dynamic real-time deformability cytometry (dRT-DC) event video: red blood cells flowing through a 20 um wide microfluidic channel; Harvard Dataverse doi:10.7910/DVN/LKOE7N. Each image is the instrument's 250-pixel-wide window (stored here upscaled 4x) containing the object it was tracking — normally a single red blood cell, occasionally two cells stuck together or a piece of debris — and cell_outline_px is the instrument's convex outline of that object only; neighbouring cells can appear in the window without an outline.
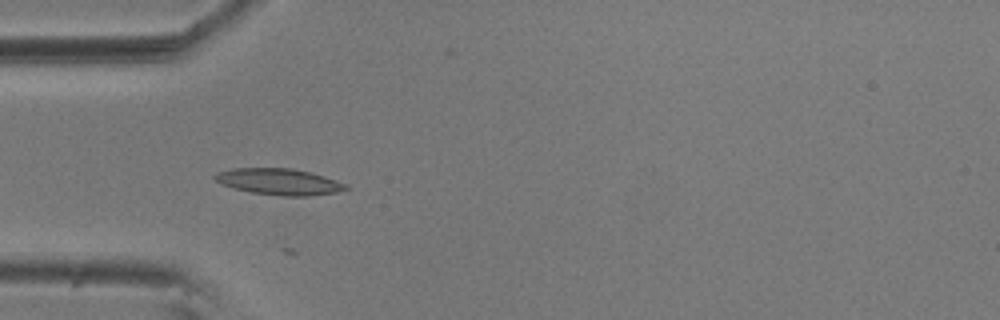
{"species": "common noctule bat (a hibernating species)", "species_latin": "Nyctalus noctula", "temperature_condition": "room temperature", "stored_images_in_passage": 15, "camera_frame_rate_fps": 3000, "um_per_image_px": 0.085, "animal": {"sex": "male", "body_mass_g": 20.5, "forearm_length_mm": 52.5}, "frame": {"image": 1, "passage_image": 8, "time_ms": 2.333, "image_size_px": [1000, 320], "cell_outline_px": [[352, 188], [336, 192], [308, 196], [280, 196], [252, 192], [220, 184], [212, 176], [216, 172], [232, 168], [292, 168], [312, 172], [348, 184]], "centroid_in_image_um": [23.75, 15.44], "position_along_channel_um": 61.3, "area_um2": 20.23}}
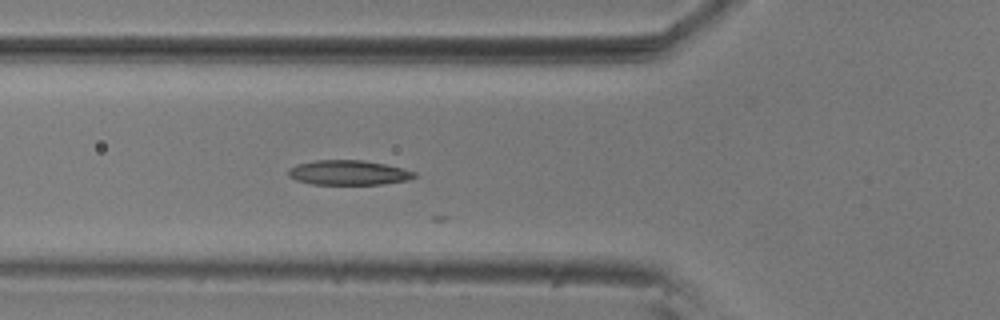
{"frame": {"image": 2, "passage_image": 11, "time_ms": 3.333, "image_size_px": [1000, 320], "cell_outline_px": [[416, 176], [408, 180], [380, 184], [312, 184], [296, 180], [288, 176], [288, 168], [296, 164], [316, 160], [364, 160], [404, 168], [416, 172]], "centroid_in_image_um": [29.61, 14.67], "position_along_channel_um": 96.2, "area_um2": 18.21}}
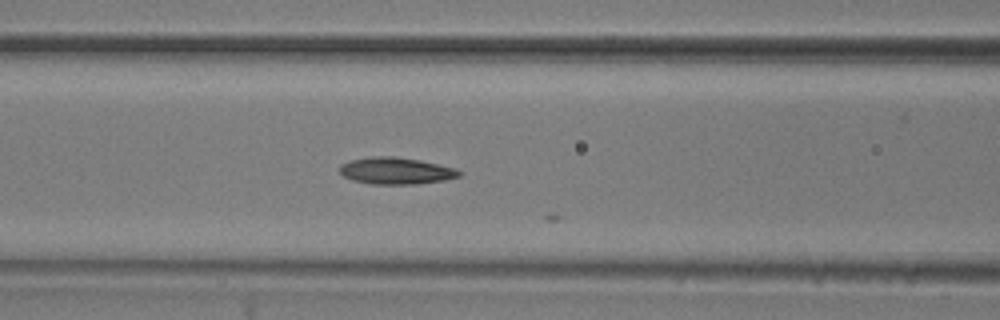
{"frame": {"image": 3, "passage_image": 14, "time_ms": 4.333, "image_size_px": [1000, 320], "cell_outline_px": [[464, 172], [460, 176], [444, 180], [416, 184], [372, 184], [352, 180], [344, 176], [340, 172], [340, 164], [352, 160], [372, 156], [396, 156], [420, 160], [456, 168]], "centroid_in_image_um": [33.69, 14.51], "position_along_channel_um": 132.9, "area_um2": 18.73}}